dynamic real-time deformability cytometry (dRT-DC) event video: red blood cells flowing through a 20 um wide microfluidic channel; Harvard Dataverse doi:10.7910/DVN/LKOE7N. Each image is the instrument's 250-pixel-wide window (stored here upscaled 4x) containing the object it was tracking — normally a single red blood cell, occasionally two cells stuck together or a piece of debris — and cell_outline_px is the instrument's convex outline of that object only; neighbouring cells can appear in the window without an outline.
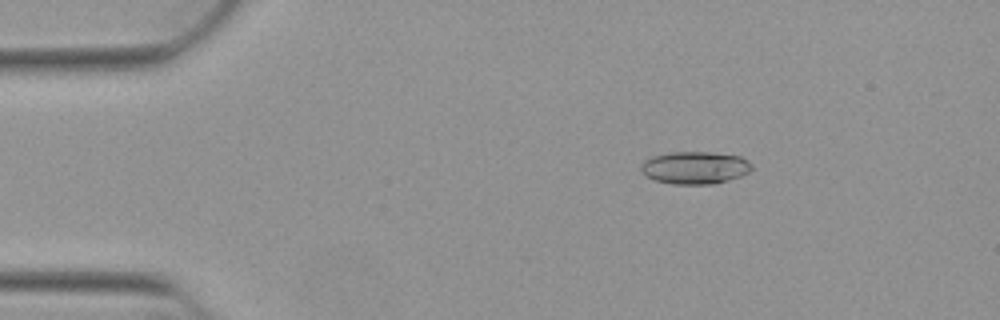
{"species": "Egyptian fruit bat (a non-hibernating species)", "species_latin": "Rousettus aegyptiacus", "temperature_condition": "warm", "stored_images_in_passage": 24, "camera_frame_rate_fps": 3000, "um_per_image_px": 0.085, "animal": {"sex": "female"}, "frame": {"image": 1, "passage_image": 9, "time_ms": 2.667, "image_size_px": [1000, 320], "cell_outline_px": [[752, 168], [748, 172], [740, 176], [728, 180], [712, 184], [672, 184], [656, 180], [644, 176], [640, 172], [640, 164], [644, 160], [652, 156], [668, 152], [712, 152], [740, 156], [748, 160], [752, 164]], "centroid_in_image_um": [59.03, 14.25], "position_along_channel_um": 26.0, "area_um2": 21.21}}
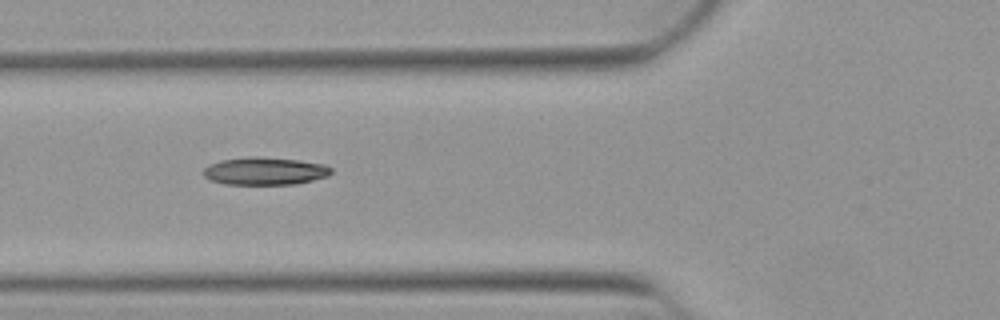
{"frame": {"image": 2, "passage_image": 20, "time_ms": 6.333, "image_size_px": [1000, 320], "cell_outline_px": [[332, 172], [328, 176], [296, 184], [224, 184], [208, 180], [204, 176], [204, 168], [208, 164], [220, 160], [248, 156], [260, 156], [296, 160], [324, 164], [332, 168]], "centroid_in_image_um": [22.48, 14.53], "position_along_channel_um": 103.3, "area_um2": 20.75}}
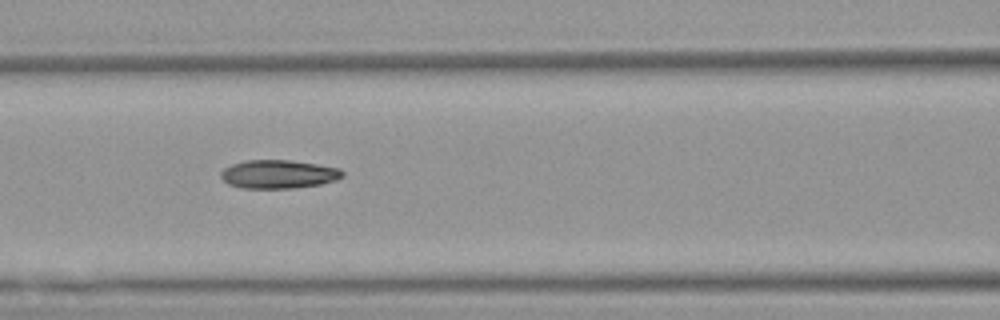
{"frame": {"image": 3, "passage_image": 23, "time_ms": 7.333, "image_size_px": [1000, 320], "cell_outline_px": [[344, 176], [336, 180], [320, 184], [292, 188], [240, 188], [228, 184], [220, 176], [220, 172], [224, 168], [232, 164], [244, 160], [288, 160], [316, 164], [340, 168], [344, 172]], "centroid_in_image_um": [23.66, 14.8], "position_along_channel_um": 142.9, "area_um2": 20.23}}